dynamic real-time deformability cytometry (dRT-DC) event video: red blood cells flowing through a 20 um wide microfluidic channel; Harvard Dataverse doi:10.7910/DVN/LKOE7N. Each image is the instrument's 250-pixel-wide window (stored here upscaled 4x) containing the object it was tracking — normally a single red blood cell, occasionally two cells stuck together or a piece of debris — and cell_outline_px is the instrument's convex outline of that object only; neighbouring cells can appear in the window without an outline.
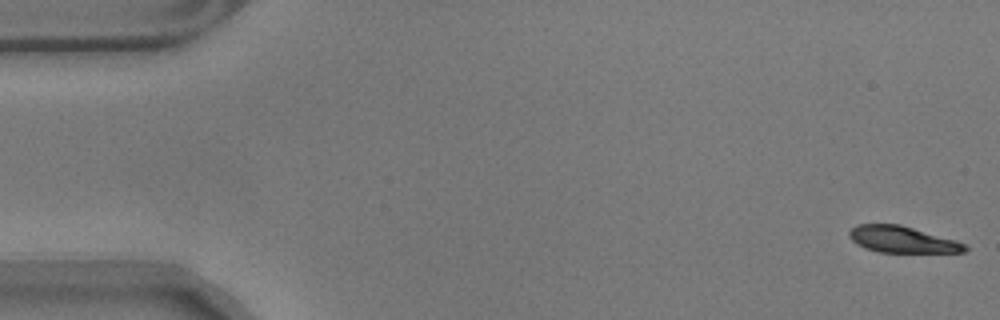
{"species": "common noctule bat (a hibernating species)", "species_latin": "Nyctalus noctula", "temperature_condition": "warm", "stored_images_in_passage": 57, "camera_frame_rate_fps": 3000, "um_per_image_px": 0.085, "animal": {"sex": "male", "body_mass_g": 17.9}, "frame": {"image": 1, "passage_image": 1, "time_ms": 0.0, "image_size_px": [1000, 320], "cell_outline_px": [[968, 248], [964, 252], [880, 252], [864, 248], [856, 244], [848, 236], [848, 232], [856, 224], [900, 224], [956, 240], [964, 244]], "centroid_in_image_um": [76.65, 20.35], "position_along_channel_um": 8.4, "area_um2": 17.8}}
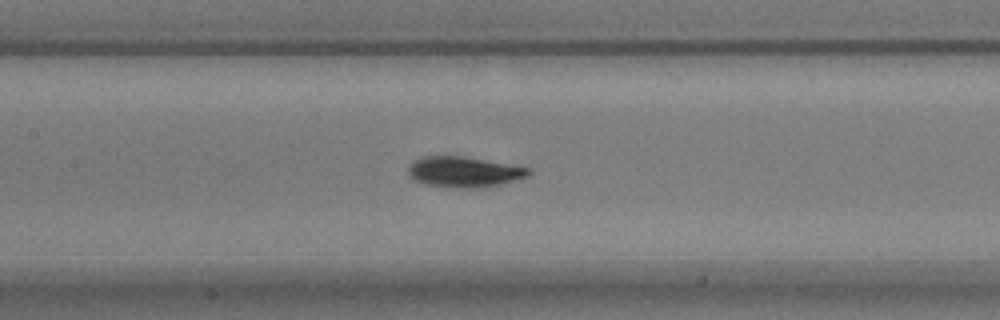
{"frame": {"image": 2, "passage_image": 26, "time_ms": 8.333, "image_size_px": [1000, 320], "cell_outline_px": [[532, 176], [500, 184], [476, 188], [460, 188], [424, 184], [412, 180], [408, 176], [408, 168], [416, 160], [424, 156], [464, 156], [532, 168]], "centroid_in_image_um": [39.49, 14.61], "position_along_channel_um": 167.9, "area_um2": 21.62}}
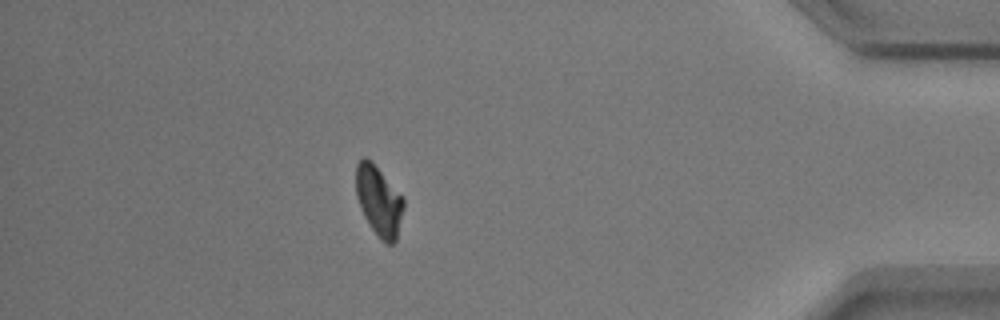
{"frame": {"image": 3, "passage_image": 50, "time_ms": 16.333, "image_size_px": [1000, 320], "cell_outline_px": [[404, 208], [396, 240], [392, 244], [384, 244], [380, 240], [364, 216], [360, 208], [356, 196], [356, 164], [364, 156], [372, 160], [404, 196]], "centroid_in_image_um": [32.21, 17.05], "position_along_channel_um": 403.0, "area_um2": 19.83}, "authors_computed_cell_mechanics": {"area_um2": 20.23, "velocity_mm_per_s": 3.5132, "shape_relaxation_time_tau1_ms": 3.1977, "shape_relaxation_time_tau2_ms": 9.2745, "deformation_change_tau1": 0.1165, "deformation_change_tau2": 0.0784}}